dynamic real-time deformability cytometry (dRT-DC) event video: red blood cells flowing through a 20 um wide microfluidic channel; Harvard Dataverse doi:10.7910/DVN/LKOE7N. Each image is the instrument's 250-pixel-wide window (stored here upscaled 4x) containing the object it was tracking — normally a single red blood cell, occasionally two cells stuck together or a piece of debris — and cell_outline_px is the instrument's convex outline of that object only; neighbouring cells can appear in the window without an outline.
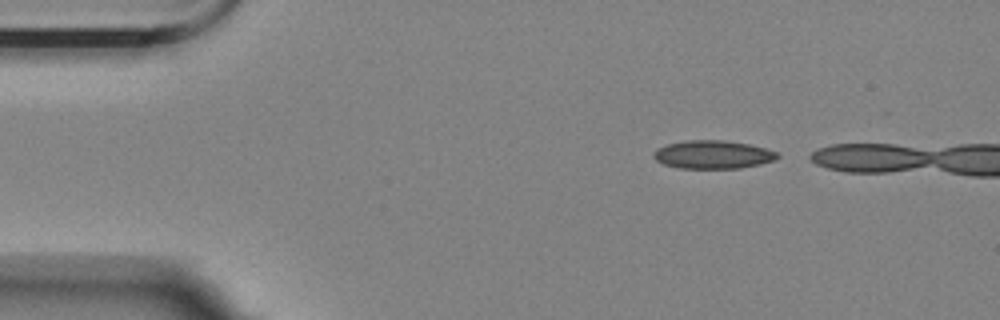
{"species": "Egyptian fruit bat (a non-hibernating species)", "species_latin": "Rousettus aegyptiacus", "temperature_condition": "room temperature", "stored_images_in_passage": 7, "camera_frame_rate_fps": 3000, "um_per_image_px": 0.085, "animal": {"sex": "female"}, "frame": {"image": 1, "passage_image": 1, "time_ms": 0.0, "image_size_px": [1000, 320], "cell_outline_px": [[780, 156], [772, 160], [760, 164], [740, 168], [680, 168], [664, 164], [656, 160], [652, 156], [652, 152], [656, 148], [668, 144], [688, 140], [724, 140], [748, 144], [764, 148], [776, 152]], "centroid_in_image_um": [60.55, 13.13], "position_along_channel_um": 24.5, "area_um2": 20.23}}